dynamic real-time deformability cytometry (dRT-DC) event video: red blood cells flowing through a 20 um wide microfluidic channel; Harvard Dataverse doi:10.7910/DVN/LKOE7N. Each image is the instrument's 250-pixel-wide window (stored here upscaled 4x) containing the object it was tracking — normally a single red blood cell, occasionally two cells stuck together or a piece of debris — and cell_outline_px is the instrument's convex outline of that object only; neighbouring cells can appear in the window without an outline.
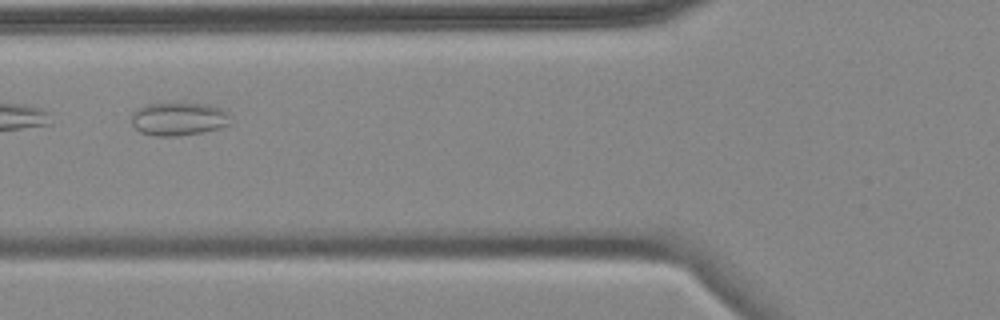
{"species": "common noctule bat (a hibernating species)", "species_latin": "Nyctalus noctula", "temperature_condition": "cold", "stored_images_in_passage": 7, "camera_frame_rate_fps": 3000, "um_per_image_px": 0.085, "animal": {"sex": "female", "body_mass_g": 18.4}, "frame": {"image": 1, "passage_image": 5, "time_ms": 5.333, "image_size_px": [1000, 320], "cell_outline_px": [[228, 124], [220, 128], [180, 136], [156, 136], [140, 132], [132, 124], [132, 112], [136, 108], [144, 104], [180, 100], [208, 104], [224, 108], [228, 112]], "centroid_in_image_um": [15.15, 10.04], "position_along_channel_um": 110.6, "area_um2": 20.0}}